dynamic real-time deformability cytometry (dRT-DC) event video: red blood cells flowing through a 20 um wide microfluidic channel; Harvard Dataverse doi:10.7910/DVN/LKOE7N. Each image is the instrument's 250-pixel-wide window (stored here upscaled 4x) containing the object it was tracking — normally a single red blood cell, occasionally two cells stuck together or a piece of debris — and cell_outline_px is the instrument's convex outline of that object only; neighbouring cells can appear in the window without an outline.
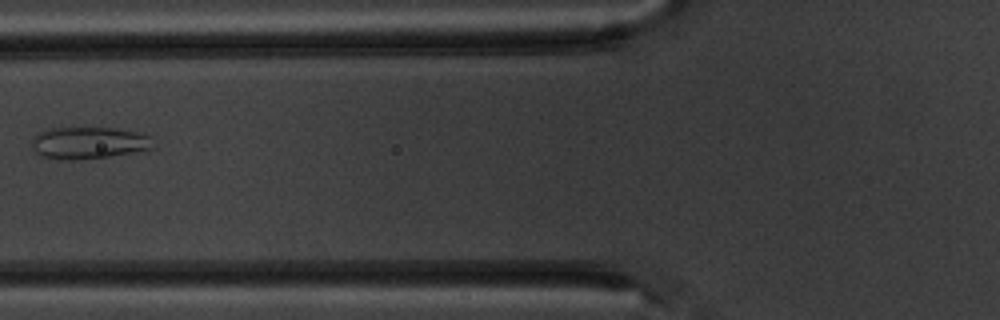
{"species": "common noctule bat (a hibernating species)", "species_latin": "Nyctalus noctula", "temperature_condition": "warm", "stored_images_in_passage": 2, "camera_frame_rate_fps": 3000, "um_per_image_px": 0.085, "animal": {"sex": "male", "body_mass_g": 20.1, "forearm_length_mm": 53.5}, "frame": {"image": 1, "passage_image": 2, "time_ms": 1.333, "image_size_px": [1000, 320], "cell_outline_px": [[152, 148], [108, 156], [76, 160], [68, 160], [40, 156], [32, 148], [32, 136], [40, 132], [52, 128], [112, 128], [136, 132], [152, 136]], "centroid_in_image_um": [7.49, 12.14], "position_along_channel_um": 118.3, "area_um2": 22.31}}